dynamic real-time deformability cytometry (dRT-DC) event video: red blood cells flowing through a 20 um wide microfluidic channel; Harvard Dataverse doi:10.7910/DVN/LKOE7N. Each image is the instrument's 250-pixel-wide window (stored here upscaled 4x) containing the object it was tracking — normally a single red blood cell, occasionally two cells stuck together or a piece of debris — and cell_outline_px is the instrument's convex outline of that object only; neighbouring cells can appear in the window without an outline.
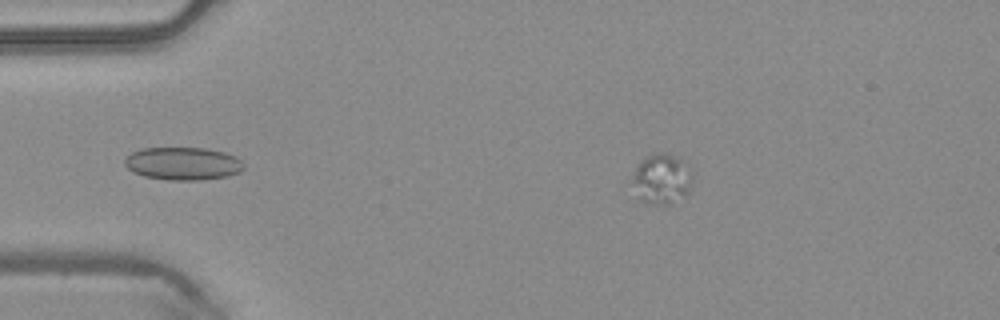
{"species": "common noctule bat (a hibernating species)", "species_latin": "Nyctalus noctula", "temperature_condition": "warm", "stored_images_in_passage": 42, "camera_frame_rate_fps": 3000, "um_per_image_px": 0.085, "animal": {"sex": "male", "body_mass_g": 20.4}, "frame": {"image": 1, "passage_image": 2, "time_ms": 0.333, "image_size_px": [1000, 320], "cell_outline_px": [[696, 172], [688, 192], [668, 204], [644, 204], [636, 200], [628, 180], [636, 168], [652, 152], [664, 152], [680, 160], [692, 168]], "centroid_in_image_um": [56.18, 15.24], "position_along_channel_um": 28.8, "area_um2": 18.26}}
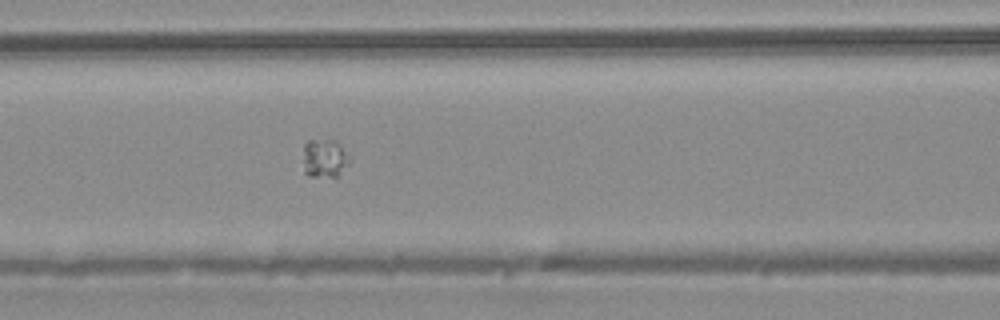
{"frame": {"image": 2, "passage_image": 14, "time_ms": 4.333, "image_size_px": [1000, 320], "cell_outline_px": [[352, 160], [340, 176], [308, 176], [304, 172], [304, 144], [308, 140], [336, 140], [352, 156]], "centroid_in_image_um": [27.65, 13.45], "position_along_channel_um": 138.9, "area_um2": 10.75}}
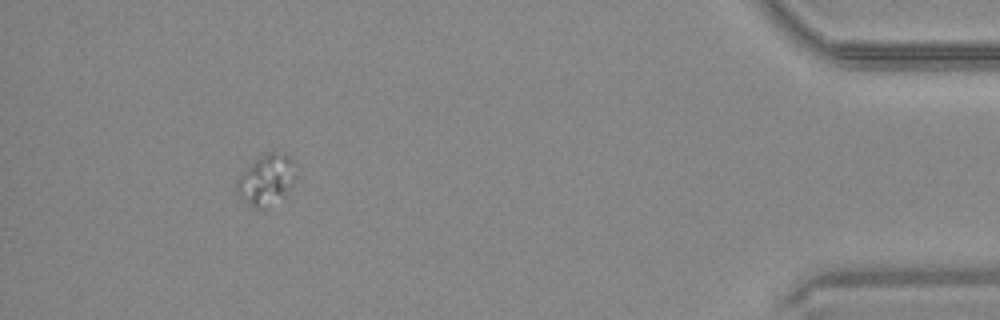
{"frame": {"image": 3, "passage_image": 38, "time_ms": 12.333, "image_size_px": [1000, 320], "cell_outline_px": [[296, 180], [284, 192], [264, 208], [260, 208], [244, 200], [236, 192], [236, 180], [264, 152], [272, 148], [284, 152], [292, 156], [296, 176]], "centroid_in_image_um": [22.67, 15.15], "position_along_channel_um": 412.5, "area_um2": 16.99}}